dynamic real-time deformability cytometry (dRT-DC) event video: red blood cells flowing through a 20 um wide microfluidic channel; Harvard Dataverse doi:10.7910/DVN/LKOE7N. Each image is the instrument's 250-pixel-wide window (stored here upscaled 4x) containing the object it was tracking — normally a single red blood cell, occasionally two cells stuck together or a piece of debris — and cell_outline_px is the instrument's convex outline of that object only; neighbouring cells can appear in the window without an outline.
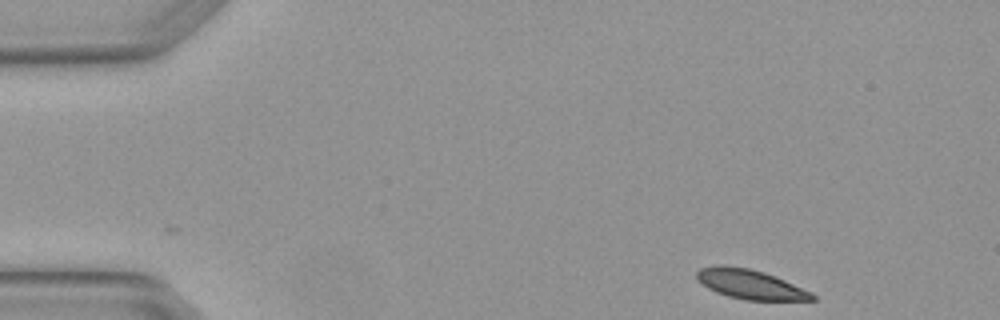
{"species": "Egyptian fruit bat (a non-hibernating species)", "species_latin": "Rousettus aegyptiacus", "temperature_condition": "warm", "stored_images_in_passage": 2, "camera_frame_rate_fps": 3000, "um_per_image_px": 0.085, "animal": {"sex": "female"}, "frame": {"image": 1, "passage_image": 1, "time_ms": 0.0, "image_size_px": [1000, 320], "cell_outline_px": [[816, 300], [744, 300], [728, 296], [716, 292], [708, 288], [696, 280], [696, 272], [700, 268], [716, 264], [724, 264], [748, 268], [764, 272], [784, 280], [812, 292], [816, 296]], "centroid_in_image_um": [63.73, 24.15], "position_along_channel_um": 21.3, "area_um2": 20.0}}